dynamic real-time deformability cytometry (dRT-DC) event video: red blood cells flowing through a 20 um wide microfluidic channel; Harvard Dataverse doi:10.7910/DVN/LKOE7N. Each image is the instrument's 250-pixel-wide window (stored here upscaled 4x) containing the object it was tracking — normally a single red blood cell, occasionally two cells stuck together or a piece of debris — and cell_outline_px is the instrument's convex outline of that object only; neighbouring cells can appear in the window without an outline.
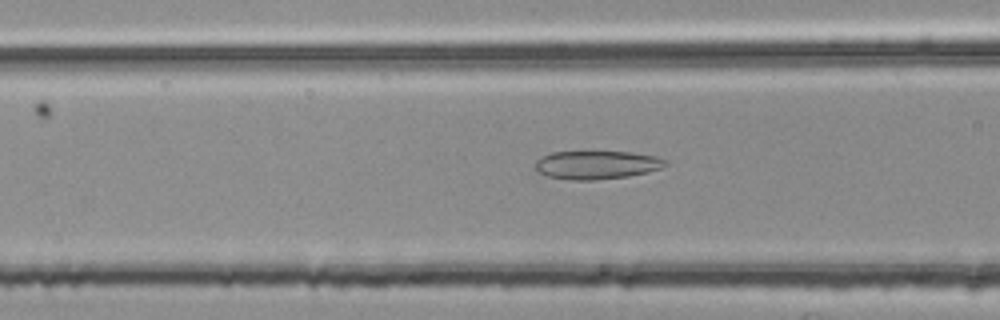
{"species": "common noctule bat (a hibernating species)", "species_latin": "Nyctalus noctula", "temperature_condition": "room temperature", "stored_images_in_passage": 44, "camera_frame_rate_fps": 3000, "um_per_image_px": 0.085, "animal": {"sex": "female", "body_mass_g": 25.1}, "frame": {"image": 1, "passage_image": 11, "time_ms": 3.333, "image_size_px": [1000, 320], "cell_outline_px": [[668, 164], [660, 168], [648, 172], [628, 176], [596, 180], [572, 180], [548, 176], [540, 172], [536, 168], [536, 160], [552, 152], [632, 152], [656, 156], [668, 160]], "centroid_in_image_um": [50.77, 14.01], "position_along_channel_um": 115.8, "area_um2": 21.39}}
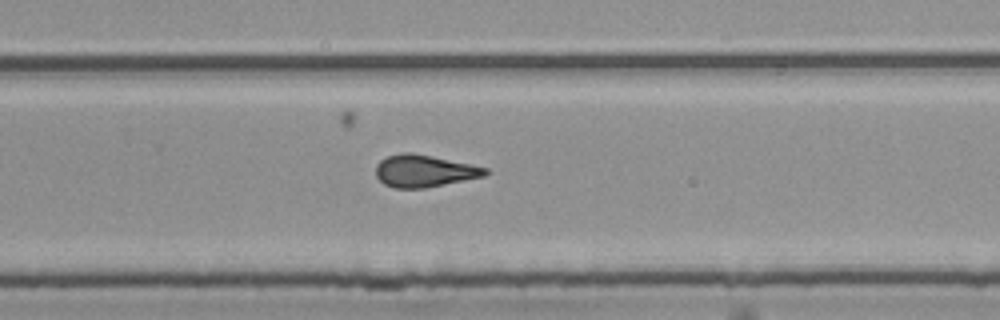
{"frame": {"image": 2, "passage_image": 25, "time_ms": 8.0, "image_size_px": [1000, 320], "cell_outline_px": [[492, 172], [484, 176], [424, 188], [396, 188], [384, 184], [376, 176], [376, 164], [380, 160], [388, 156], [400, 152], [412, 152], [472, 164], [488, 168]], "centroid_in_image_um": [36.07, 14.52], "position_along_channel_um": 293.7, "area_um2": 20.58}}
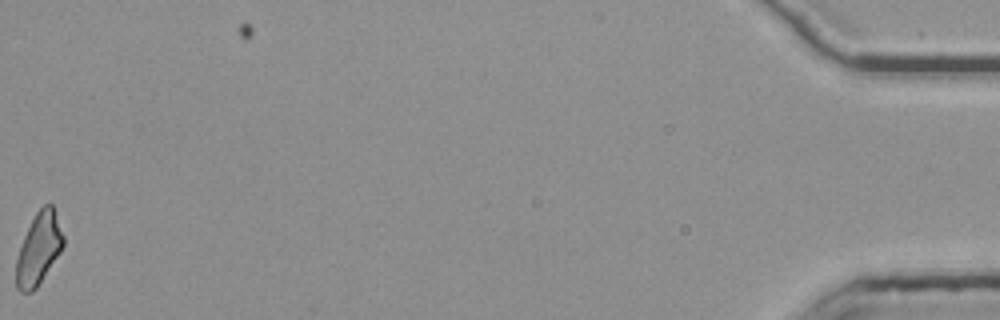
{"frame": {"image": 3, "passage_image": 44, "time_ms": 14.333, "image_size_px": [1000, 320], "cell_outline_px": [[64, 244], [60, 252], [36, 288], [32, 292], [20, 292], [16, 288], [16, 260], [24, 236], [36, 212], [44, 204], [52, 204], [64, 236]], "centroid_in_image_um": [3.29, 21.16], "position_along_channel_um": 431.9, "area_um2": 19.42}, "authors_computed_cell_mechanics": {"area_um2": 20.3745, "velocity_mm_per_s": 3.8156, "shape_relaxation_time_tau1_ms": 10.9428, "shape_relaxation_time_tau2_ms": 2.1278, "deformation_change_tau1": 0.239, "deformation_change_tau2": 0.1215}}